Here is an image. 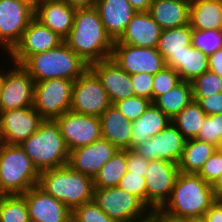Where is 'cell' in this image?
Listing matches in <instances>:
<instances>
[{
	"instance_id": "obj_1",
	"label": "cell",
	"mask_w": 222,
	"mask_h": 222,
	"mask_svg": "<svg viewBox=\"0 0 222 222\" xmlns=\"http://www.w3.org/2000/svg\"><path fill=\"white\" fill-rule=\"evenodd\" d=\"M63 41L89 65L112 57L114 41L95 6L76 8L73 27Z\"/></svg>"
},
{
	"instance_id": "obj_2",
	"label": "cell",
	"mask_w": 222,
	"mask_h": 222,
	"mask_svg": "<svg viewBox=\"0 0 222 222\" xmlns=\"http://www.w3.org/2000/svg\"><path fill=\"white\" fill-rule=\"evenodd\" d=\"M215 202L211 184L198 174L180 172L159 211L173 219H201Z\"/></svg>"
},
{
	"instance_id": "obj_3",
	"label": "cell",
	"mask_w": 222,
	"mask_h": 222,
	"mask_svg": "<svg viewBox=\"0 0 222 222\" xmlns=\"http://www.w3.org/2000/svg\"><path fill=\"white\" fill-rule=\"evenodd\" d=\"M37 186L71 211L93 200V178L68 165L40 172Z\"/></svg>"
},
{
	"instance_id": "obj_4",
	"label": "cell",
	"mask_w": 222,
	"mask_h": 222,
	"mask_svg": "<svg viewBox=\"0 0 222 222\" xmlns=\"http://www.w3.org/2000/svg\"><path fill=\"white\" fill-rule=\"evenodd\" d=\"M21 66L35 82L52 78L75 81L89 68V64L71 50L64 41L43 53L30 55Z\"/></svg>"
},
{
	"instance_id": "obj_5",
	"label": "cell",
	"mask_w": 222,
	"mask_h": 222,
	"mask_svg": "<svg viewBox=\"0 0 222 222\" xmlns=\"http://www.w3.org/2000/svg\"><path fill=\"white\" fill-rule=\"evenodd\" d=\"M19 145L39 173L68 163L69 150L56 120L44 119L38 130Z\"/></svg>"
},
{
	"instance_id": "obj_6",
	"label": "cell",
	"mask_w": 222,
	"mask_h": 222,
	"mask_svg": "<svg viewBox=\"0 0 222 222\" xmlns=\"http://www.w3.org/2000/svg\"><path fill=\"white\" fill-rule=\"evenodd\" d=\"M38 180L39 172L21 146L0 142V195L24 194Z\"/></svg>"
},
{
	"instance_id": "obj_7",
	"label": "cell",
	"mask_w": 222,
	"mask_h": 222,
	"mask_svg": "<svg viewBox=\"0 0 222 222\" xmlns=\"http://www.w3.org/2000/svg\"><path fill=\"white\" fill-rule=\"evenodd\" d=\"M93 200L116 222H140L151 214V210L137 196L119 187L94 188Z\"/></svg>"
},
{
	"instance_id": "obj_8",
	"label": "cell",
	"mask_w": 222,
	"mask_h": 222,
	"mask_svg": "<svg viewBox=\"0 0 222 222\" xmlns=\"http://www.w3.org/2000/svg\"><path fill=\"white\" fill-rule=\"evenodd\" d=\"M73 83L64 78L35 82L33 108L43 119L51 120L70 111Z\"/></svg>"
},
{
	"instance_id": "obj_9",
	"label": "cell",
	"mask_w": 222,
	"mask_h": 222,
	"mask_svg": "<svg viewBox=\"0 0 222 222\" xmlns=\"http://www.w3.org/2000/svg\"><path fill=\"white\" fill-rule=\"evenodd\" d=\"M35 7L26 0H0V46L10 53L34 18Z\"/></svg>"
},
{
	"instance_id": "obj_10",
	"label": "cell",
	"mask_w": 222,
	"mask_h": 222,
	"mask_svg": "<svg viewBox=\"0 0 222 222\" xmlns=\"http://www.w3.org/2000/svg\"><path fill=\"white\" fill-rule=\"evenodd\" d=\"M110 105L106 90L90 68L74 81L70 111L100 117Z\"/></svg>"
},
{
	"instance_id": "obj_11",
	"label": "cell",
	"mask_w": 222,
	"mask_h": 222,
	"mask_svg": "<svg viewBox=\"0 0 222 222\" xmlns=\"http://www.w3.org/2000/svg\"><path fill=\"white\" fill-rule=\"evenodd\" d=\"M180 170L177 163L165 159L150 160L145 175L147 207L159 210L169 198Z\"/></svg>"
},
{
	"instance_id": "obj_12",
	"label": "cell",
	"mask_w": 222,
	"mask_h": 222,
	"mask_svg": "<svg viewBox=\"0 0 222 222\" xmlns=\"http://www.w3.org/2000/svg\"><path fill=\"white\" fill-rule=\"evenodd\" d=\"M13 65L2 72L0 112L33 106L35 81L21 65Z\"/></svg>"
},
{
	"instance_id": "obj_13",
	"label": "cell",
	"mask_w": 222,
	"mask_h": 222,
	"mask_svg": "<svg viewBox=\"0 0 222 222\" xmlns=\"http://www.w3.org/2000/svg\"><path fill=\"white\" fill-rule=\"evenodd\" d=\"M55 120L69 151L102 138L100 117L67 111Z\"/></svg>"
},
{
	"instance_id": "obj_14",
	"label": "cell",
	"mask_w": 222,
	"mask_h": 222,
	"mask_svg": "<svg viewBox=\"0 0 222 222\" xmlns=\"http://www.w3.org/2000/svg\"><path fill=\"white\" fill-rule=\"evenodd\" d=\"M128 74L148 73L155 75L166 65L156 47H136L114 41L112 57Z\"/></svg>"
},
{
	"instance_id": "obj_15",
	"label": "cell",
	"mask_w": 222,
	"mask_h": 222,
	"mask_svg": "<svg viewBox=\"0 0 222 222\" xmlns=\"http://www.w3.org/2000/svg\"><path fill=\"white\" fill-rule=\"evenodd\" d=\"M43 120L33 106L0 112V142L21 144L38 130Z\"/></svg>"
},
{
	"instance_id": "obj_16",
	"label": "cell",
	"mask_w": 222,
	"mask_h": 222,
	"mask_svg": "<svg viewBox=\"0 0 222 222\" xmlns=\"http://www.w3.org/2000/svg\"><path fill=\"white\" fill-rule=\"evenodd\" d=\"M185 142L186 139L183 134L170 122L165 129L137 145L134 150L148 161L165 159L178 164L183 154Z\"/></svg>"
},
{
	"instance_id": "obj_17",
	"label": "cell",
	"mask_w": 222,
	"mask_h": 222,
	"mask_svg": "<svg viewBox=\"0 0 222 222\" xmlns=\"http://www.w3.org/2000/svg\"><path fill=\"white\" fill-rule=\"evenodd\" d=\"M63 39L35 17L27 26L19 43L8 54L14 64L21 65L30 55L57 47Z\"/></svg>"
},
{
	"instance_id": "obj_18",
	"label": "cell",
	"mask_w": 222,
	"mask_h": 222,
	"mask_svg": "<svg viewBox=\"0 0 222 222\" xmlns=\"http://www.w3.org/2000/svg\"><path fill=\"white\" fill-rule=\"evenodd\" d=\"M117 150L108 140L101 138L90 145L69 151L67 165L75 171L94 178Z\"/></svg>"
},
{
	"instance_id": "obj_19",
	"label": "cell",
	"mask_w": 222,
	"mask_h": 222,
	"mask_svg": "<svg viewBox=\"0 0 222 222\" xmlns=\"http://www.w3.org/2000/svg\"><path fill=\"white\" fill-rule=\"evenodd\" d=\"M89 68L101 81L111 104L135 96L131 75L124 71L113 58L93 62Z\"/></svg>"
},
{
	"instance_id": "obj_20",
	"label": "cell",
	"mask_w": 222,
	"mask_h": 222,
	"mask_svg": "<svg viewBox=\"0 0 222 222\" xmlns=\"http://www.w3.org/2000/svg\"><path fill=\"white\" fill-rule=\"evenodd\" d=\"M31 222H70L72 211L38 186L24 194Z\"/></svg>"
},
{
	"instance_id": "obj_21",
	"label": "cell",
	"mask_w": 222,
	"mask_h": 222,
	"mask_svg": "<svg viewBox=\"0 0 222 222\" xmlns=\"http://www.w3.org/2000/svg\"><path fill=\"white\" fill-rule=\"evenodd\" d=\"M95 7L106 32L113 41L121 38L136 13L128 0H96Z\"/></svg>"
},
{
	"instance_id": "obj_22",
	"label": "cell",
	"mask_w": 222,
	"mask_h": 222,
	"mask_svg": "<svg viewBox=\"0 0 222 222\" xmlns=\"http://www.w3.org/2000/svg\"><path fill=\"white\" fill-rule=\"evenodd\" d=\"M161 31L148 12H136L118 42L136 47H157Z\"/></svg>"
},
{
	"instance_id": "obj_23",
	"label": "cell",
	"mask_w": 222,
	"mask_h": 222,
	"mask_svg": "<svg viewBox=\"0 0 222 222\" xmlns=\"http://www.w3.org/2000/svg\"><path fill=\"white\" fill-rule=\"evenodd\" d=\"M75 12L65 1L47 2L35 6L34 17L64 40L73 27Z\"/></svg>"
},
{
	"instance_id": "obj_24",
	"label": "cell",
	"mask_w": 222,
	"mask_h": 222,
	"mask_svg": "<svg viewBox=\"0 0 222 222\" xmlns=\"http://www.w3.org/2000/svg\"><path fill=\"white\" fill-rule=\"evenodd\" d=\"M101 135L119 150L131 149L132 122L113 104L101 115Z\"/></svg>"
},
{
	"instance_id": "obj_25",
	"label": "cell",
	"mask_w": 222,
	"mask_h": 222,
	"mask_svg": "<svg viewBox=\"0 0 222 222\" xmlns=\"http://www.w3.org/2000/svg\"><path fill=\"white\" fill-rule=\"evenodd\" d=\"M191 0H153L148 13L162 30L189 24Z\"/></svg>"
},
{
	"instance_id": "obj_26",
	"label": "cell",
	"mask_w": 222,
	"mask_h": 222,
	"mask_svg": "<svg viewBox=\"0 0 222 222\" xmlns=\"http://www.w3.org/2000/svg\"><path fill=\"white\" fill-rule=\"evenodd\" d=\"M191 39L190 24L161 31L156 48L162 55L166 66L173 69L179 66L180 55L185 50V46H191Z\"/></svg>"
},
{
	"instance_id": "obj_27",
	"label": "cell",
	"mask_w": 222,
	"mask_h": 222,
	"mask_svg": "<svg viewBox=\"0 0 222 222\" xmlns=\"http://www.w3.org/2000/svg\"><path fill=\"white\" fill-rule=\"evenodd\" d=\"M170 122L171 119L151 102L146 111L137 120L132 122L131 149H134L148 138L157 135Z\"/></svg>"
},
{
	"instance_id": "obj_28",
	"label": "cell",
	"mask_w": 222,
	"mask_h": 222,
	"mask_svg": "<svg viewBox=\"0 0 222 222\" xmlns=\"http://www.w3.org/2000/svg\"><path fill=\"white\" fill-rule=\"evenodd\" d=\"M189 24L197 30L222 29V0H191Z\"/></svg>"
},
{
	"instance_id": "obj_29",
	"label": "cell",
	"mask_w": 222,
	"mask_h": 222,
	"mask_svg": "<svg viewBox=\"0 0 222 222\" xmlns=\"http://www.w3.org/2000/svg\"><path fill=\"white\" fill-rule=\"evenodd\" d=\"M217 147L197 139L186 140L182 157L178 163L180 172L198 174Z\"/></svg>"
},
{
	"instance_id": "obj_30",
	"label": "cell",
	"mask_w": 222,
	"mask_h": 222,
	"mask_svg": "<svg viewBox=\"0 0 222 222\" xmlns=\"http://www.w3.org/2000/svg\"><path fill=\"white\" fill-rule=\"evenodd\" d=\"M191 101H193L191 82L182 80L170 91L158 96L153 103L172 119Z\"/></svg>"
},
{
	"instance_id": "obj_31",
	"label": "cell",
	"mask_w": 222,
	"mask_h": 222,
	"mask_svg": "<svg viewBox=\"0 0 222 222\" xmlns=\"http://www.w3.org/2000/svg\"><path fill=\"white\" fill-rule=\"evenodd\" d=\"M127 172V150H117L93 178L94 188L117 187Z\"/></svg>"
},
{
	"instance_id": "obj_32",
	"label": "cell",
	"mask_w": 222,
	"mask_h": 222,
	"mask_svg": "<svg viewBox=\"0 0 222 222\" xmlns=\"http://www.w3.org/2000/svg\"><path fill=\"white\" fill-rule=\"evenodd\" d=\"M175 70L181 80L191 82L209 70L208 55L192 45L185 46V50L180 55L179 66Z\"/></svg>"
},
{
	"instance_id": "obj_33",
	"label": "cell",
	"mask_w": 222,
	"mask_h": 222,
	"mask_svg": "<svg viewBox=\"0 0 222 222\" xmlns=\"http://www.w3.org/2000/svg\"><path fill=\"white\" fill-rule=\"evenodd\" d=\"M207 114L193 100L184 107L171 122L183 134L186 140L195 139Z\"/></svg>"
},
{
	"instance_id": "obj_34",
	"label": "cell",
	"mask_w": 222,
	"mask_h": 222,
	"mask_svg": "<svg viewBox=\"0 0 222 222\" xmlns=\"http://www.w3.org/2000/svg\"><path fill=\"white\" fill-rule=\"evenodd\" d=\"M0 222H31L22 194L0 195Z\"/></svg>"
},
{
	"instance_id": "obj_35",
	"label": "cell",
	"mask_w": 222,
	"mask_h": 222,
	"mask_svg": "<svg viewBox=\"0 0 222 222\" xmlns=\"http://www.w3.org/2000/svg\"><path fill=\"white\" fill-rule=\"evenodd\" d=\"M191 45L206 55H211L222 48V29H192Z\"/></svg>"
},
{
	"instance_id": "obj_36",
	"label": "cell",
	"mask_w": 222,
	"mask_h": 222,
	"mask_svg": "<svg viewBox=\"0 0 222 222\" xmlns=\"http://www.w3.org/2000/svg\"><path fill=\"white\" fill-rule=\"evenodd\" d=\"M197 140L214 144L216 147L222 144V113L207 115L195 138Z\"/></svg>"
},
{
	"instance_id": "obj_37",
	"label": "cell",
	"mask_w": 222,
	"mask_h": 222,
	"mask_svg": "<svg viewBox=\"0 0 222 222\" xmlns=\"http://www.w3.org/2000/svg\"><path fill=\"white\" fill-rule=\"evenodd\" d=\"M193 95H213L222 92V78L208 70L191 81Z\"/></svg>"
},
{
	"instance_id": "obj_38",
	"label": "cell",
	"mask_w": 222,
	"mask_h": 222,
	"mask_svg": "<svg viewBox=\"0 0 222 222\" xmlns=\"http://www.w3.org/2000/svg\"><path fill=\"white\" fill-rule=\"evenodd\" d=\"M178 72L168 66L153 75V101L181 82Z\"/></svg>"
},
{
	"instance_id": "obj_39",
	"label": "cell",
	"mask_w": 222,
	"mask_h": 222,
	"mask_svg": "<svg viewBox=\"0 0 222 222\" xmlns=\"http://www.w3.org/2000/svg\"><path fill=\"white\" fill-rule=\"evenodd\" d=\"M76 222H116L104 213L94 200L83 203L72 211Z\"/></svg>"
},
{
	"instance_id": "obj_40",
	"label": "cell",
	"mask_w": 222,
	"mask_h": 222,
	"mask_svg": "<svg viewBox=\"0 0 222 222\" xmlns=\"http://www.w3.org/2000/svg\"><path fill=\"white\" fill-rule=\"evenodd\" d=\"M151 101L133 96L130 98H126L120 101H116L113 105L129 120L134 121L137 120L150 105Z\"/></svg>"
},
{
	"instance_id": "obj_41",
	"label": "cell",
	"mask_w": 222,
	"mask_h": 222,
	"mask_svg": "<svg viewBox=\"0 0 222 222\" xmlns=\"http://www.w3.org/2000/svg\"><path fill=\"white\" fill-rule=\"evenodd\" d=\"M117 187L137 196L147 206L146 180L143 174L127 171L120 179Z\"/></svg>"
},
{
	"instance_id": "obj_42",
	"label": "cell",
	"mask_w": 222,
	"mask_h": 222,
	"mask_svg": "<svg viewBox=\"0 0 222 222\" xmlns=\"http://www.w3.org/2000/svg\"><path fill=\"white\" fill-rule=\"evenodd\" d=\"M131 82L135 96L153 102V75L144 72L133 74L131 75Z\"/></svg>"
},
{
	"instance_id": "obj_43",
	"label": "cell",
	"mask_w": 222,
	"mask_h": 222,
	"mask_svg": "<svg viewBox=\"0 0 222 222\" xmlns=\"http://www.w3.org/2000/svg\"><path fill=\"white\" fill-rule=\"evenodd\" d=\"M221 173L222 155L218 150H216L213 155L205 161L198 175L207 183L212 185Z\"/></svg>"
},
{
	"instance_id": "obj_44",
	"label": "cell",
	"mask_w": 222,
	"mask_h": 222,
	"mask_svg": "<svg viewBox=\"0 0 222 222\" xmlns=\"http://www.w3.org/2000/svg\"><path fill=\"white\" fill-rule=\"evenodd\" d=\"M193 100L207 115L222 113V92L213 95H193Z\"/></svg>"
},
{
	"instance_id": "obj_45",
	"label": "cell",
	"mask_w": 222,
	"mask_h": 222,
	"mask_svg": "<svg viewBox=\"0 0 222 222\" xmlns=\"http://www.w3.org/2000/svg\"><path fill=\"white\" fill-rule=\"evenodd\" d=\"M149 161L143 158L134 149L127 150V171L136 174H143L145 177Z\"/></svg>"
},
{
	"instance_id": "obj_46",
	"label": "cell",
	"mask_w": 222,
	"mask_h": 222,
	"mask_svg": "<svg viewBox=\"0 0 222 222\" xmlns=\"http://www.w3.org/2000/svg\"><path fill=\"white\" fill-rule=\"evenodd\" d=\"M202 219L204 222H222V201L216 200L205 212Z\"/></svg>"
},
{
	"instance_id": "obj_47",
	"label": "cell",
	"mask_w": 222,
	"mask_h": 222,
	"mask_svg": "<svg viewBox=\"0 0 222 222\" xmlns=\"http://www.w3.org/2000/svg\"><path fill=\"white\" fill-rule=\"evenodd\" d=\"M209 70L222 78V48L208 56Z\"/></svg>"
},
{
	"instance_id": "obj_48",
	"label": "cell",
	"mask_w": 222,
	"mask_h": 222,
	"mask_svg": "<svg viewBox=\"0 0 222 222\" xmlns=\"http://www.w3.org/2000/svg\"><path fill=\"white\" fill-rule=\"evenodd\" d=\"M149 218L152 222H186V220L170 218L161 213L159 210H152Z\"/></svg>"
},
{
	"instance_id": "obj_49",
	"label": "cell",
	"mask_w": 222,
	"mask_h": 222,
	"mask_svg": "<svg viewBox=\"0 0 222 222\" xmlns=\"http://www.w3.org/2000/svg\"><path fill=\"white\" fill-rule=\"evenodd\" d=\"M136 12H148L153 0H128Z\"/></svg>"
},
{
	"instance_id": "obj_50",
	"label": "cell",
	"mask_w": 222,
	"mask_h": 222,
	"mask_svg": "<svg viewBox=\"0 0 222 222\" xmlns=\"http://www.w3.org/2000/svg\"><path fill=\"white\" fill-rule=\"evenodd\" d=\"M65 2L75 8H84L95 6L96 0H65Z\"/></svg>"
},
{
	"instance_id": "obj_51",
	"label": "cell",
	"mask_w": 222,
	"mask_h": 222,
	"mask_svg": "<svg viewBox=\"0 0 222 222\" xmlns=\"http://www.w3.org/2000/svg\"><path fill=\"white\" fill-rule=\"evenodd\" d=\"M211 186L216 200L222 201V173Z\"/></svg>"
},
{
	"instance_id": "obj_52",
	"label": "cell",
	"mask_w": 222,
	"mask_h": 222,
	"mask_svg": "<svg viewBox=\"0 0 222 222\" xmlns=\"http://www.w3.org/2000/svg\"><path fill=\"white\" fill-rule=\"evenodd\" d=\"M65 0H40V4L47 3V2H63Z\"/></svg>"
},
{
	"instance_id": "obj_53",
	"label": "cell",
	"mask_w": 222,
	"mask_h": 222,
	"mask_svg": "<svg viewBox=\"0 0 222 222\" xmlns=\"http://www.w3.org/2000/svg\"><path fill=\"white\" fill-rule=\"evenodd\" d=\"M28 1L29 3H31L34 7L37 5V4H40V0H26Z\"/></svg>"
},
{
	"instance_id": "obj_54",
	"label": "cell",
	"mask_w": 222,
	"mask_h": 222,
	"mask_svg": "<svg viewBox=\"0 0 222 222\" xmlns=\"http://www.w3.org/2000/svg\"><path fill=\"white\" fill-rule=\"evenodd\" d=\"M186 222H204L203 219H188Z\"/></svg>"
},
{
	"instance_id": "obj_55",
	"label": "cell",
	"mask_w": 222,
	"mask_h": 222,
	"mask_svg": "<svg viewBox=\"0 0 222 222\" xmlns=\"http://www.w3.org/2000/svg\"><path fill=\"white\" fill-rule=\"evenodd\" d=\"M1 91H2V72H0V97H1Z\"/></svg>"
},
{
	"instance_id": "obj_56",
	"label": "cell",
	"mask_w": 222,
	"mask_h": 222,
	"mask_svg": "<svg viewBox=\"0 0 222 222\" xmlns=\"http://www.w3.org/2000/svg\"><path fill=\"white\" fill-rule=\"evenodd\" d=\"M217 150L221 153V155H222V145L221 146H219V147H217Z\"/></svg>"
},
{
	"instance_id": "obj_57",
	"label": "cell",
	"mask_w": 222,
	"mask_h": 222,
	"mask_svg": "<svg viewBox=\"0 0 222 222\" xmlns=\"http://www.w3.org/2000/svg\"><path fill=\"white\" fill-rule=\"evenodd\" d=\"M140 222H152V220L150 218H148V219L140 221Z\"/></svg>"
}]
</instances>
